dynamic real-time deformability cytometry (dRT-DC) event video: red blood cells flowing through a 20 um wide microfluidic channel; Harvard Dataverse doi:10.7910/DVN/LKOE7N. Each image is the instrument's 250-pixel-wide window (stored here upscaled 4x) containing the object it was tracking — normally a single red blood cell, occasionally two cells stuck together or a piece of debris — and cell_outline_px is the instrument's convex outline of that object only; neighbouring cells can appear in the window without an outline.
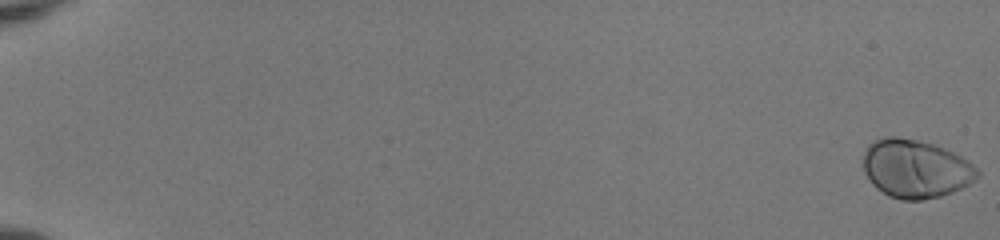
{"species": "human", "species_latin": "Homo sapiens", "temperature_condition": "room temperature", "stored_images_in_passage": 55, "camera_frame_rate_fps": 3000, "um_per_image_px": 0.085, "donor": {"sex": "female"}, "frame": {"image": 1, "passage_image": 1, "time_ms": 0.0, "image_size_px": [1000, 240], "cell_outline_px": [[980, 176], [976, 180], [952, 192], [940, 196], [920, 200], [900, 200], [888, 196], [876, 188], [872, 184], [864, 172], [864, 152], [868, 144], [872, 140], [888, 136], [896, 136], [916, 140], [932, 144], [944, 148], [968, 160], [980, 172]], "centroid_in_image_um": [77.81, 14.35], "position_along_channel_um": 7.2, "area_um2": 38.9}}
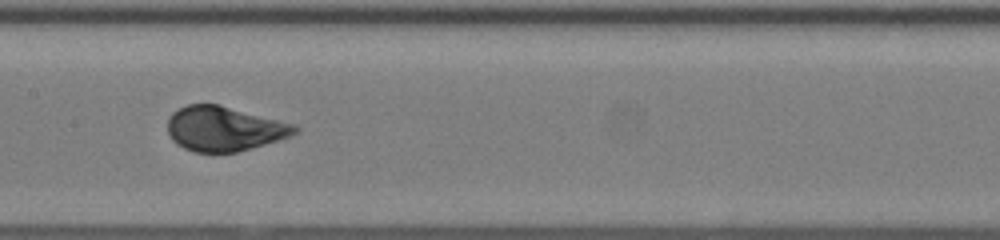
{"frame": {"image": 2, "passage_image": 31, "time_ms": 10.0, "image_size_px": [1000, 240], "cell_outline_px": [[300, 128], [292, 136], [236, 152], [192, 152], [176, 144], [172, 140], [168, 132], [168, 120], [172, 112], [188, 104], [216, 104], [296, 124]], "centroid_in_image_um": [19.05, 10.95], "position_along_channel_um": 188.3, "area_um2": 32.95}}
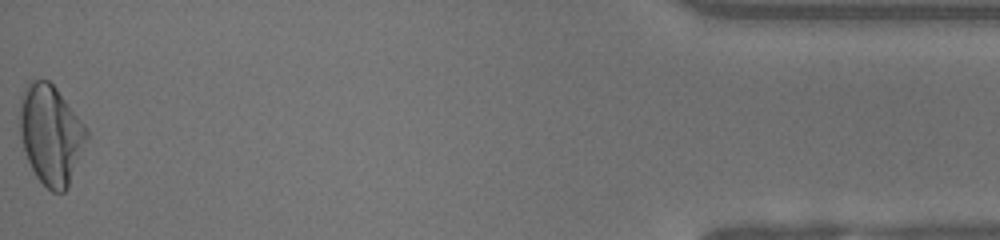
{"frame": {"image": 3, "passage_image": 55, "time_ms": 18.0, "image_size_px": [1000, 240], "cell_outline_px": [[88, 136], [68, 188], [64, 192], [52, 192], [36, 176], [24, 152], [20, 136], [20, 96], [28, 80], [48, 80], [56, 88], [88, 128]], "centroid_in_image_um": [4.31, 11.42], "position_along_channel_um": 430.9, "area_um2": 38.73}, "authors_computed_cell_mechanics": {"area_um2": 34.969, "velocity_mm_per_s": 3.9865, "shape_relaxation_time_tau1_ms": 3.2063, "shape_relaxation_time_tau2_ms": null, "deformation_change_tau1": 0.1802, "deformation_change_tau2": null}}